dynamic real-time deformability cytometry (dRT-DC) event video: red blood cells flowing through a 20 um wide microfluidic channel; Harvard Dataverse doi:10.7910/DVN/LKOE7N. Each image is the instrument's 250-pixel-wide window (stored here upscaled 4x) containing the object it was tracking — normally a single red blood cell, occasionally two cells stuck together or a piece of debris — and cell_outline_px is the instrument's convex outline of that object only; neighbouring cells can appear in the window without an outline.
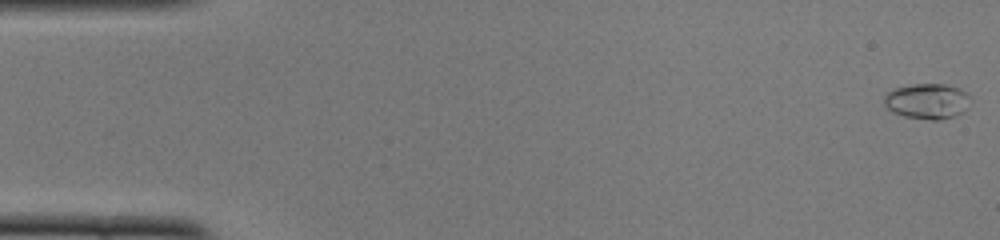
{"species": "common noctule bat (a hibernating species)", "species_latin": "Nyctalus noctula", "temperature_condition": "cold", "stored_images_in_passage": 50, "camera_frame_rate_fps": 3000, "um_per_image_px": 0.085, "animal": {"sex": "female", "body_mass_g": 22.0, "forearm_length_mm": 56.7}, "frame": {"image": 1, "passage_image": 1, "time_ms": 0.0, "image_size_px": [1000, 240], "cell_outline_px": [[972, 100], [968, 108], [956, 116], [940, 120], [932, 120], [904, 116], [892, 112], [884, 104], [884, 96], [892, 88], [912, 84], [944, 84], [960, 88], [968, 92], [972, 96]], "centroid_in_image_um": [78.87, 8.59], "position_along_channel_um": 6.1, "area_um2": 18.26}}
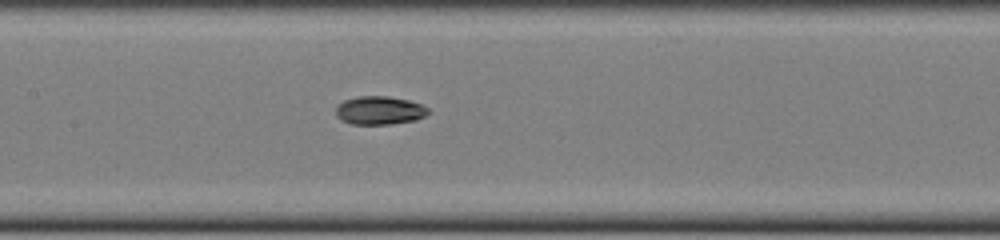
{"frame": {"image": 2, "passage_image": 24, "time_ms": 7.667, "image_size_px": [1000, 240], "cell_outline_px": [[432, 112], [416, 120], [392, 124], [348, 124], [340, 120], [336, 116], [336, 104], [344, 100], [360, 96], [388, 96], [408, 100], [420, 104], [428, 108]], "centroid_in_image_um": [32.24, 9.39], "position_along_channel_um": 175.2, "area_um2": 15.49}}
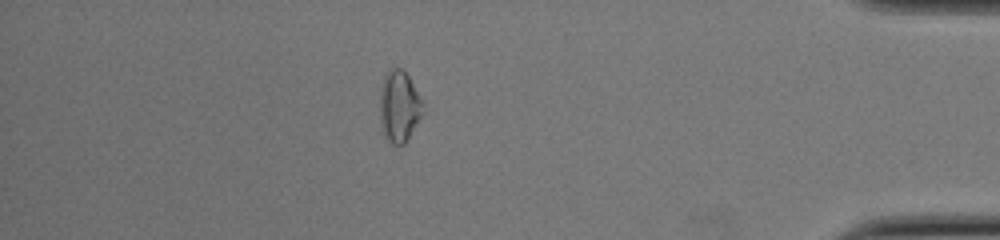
{"frame": {"image": 3, "passage_image": 44, "time_ms": 14.333, "image_size_px": [1000, 240], "cell_outline_px": [[424, 112], [404, 144], [392, 144], [384, 136], [380, 120], [380, 88], [384, 76], [388, 68], [400, 68], [408, 76], [420, 100]], "centroid_in_image_um": [33.89, 9.04], "position_along_channel_um": 401.3, "area_um2": 17.57}, "authors_computed_cell_mechanics": {"area_um2": 15.6349, "velocity_mm_per_s": 4.0064, "shape_relaxation_time_tau1_ms": 3.7884, "shape_relaxation_time_tau2_ms": 2.0988, "deformation_change_tau1": 0.136, "deformation_change_tau2": 0.046}}